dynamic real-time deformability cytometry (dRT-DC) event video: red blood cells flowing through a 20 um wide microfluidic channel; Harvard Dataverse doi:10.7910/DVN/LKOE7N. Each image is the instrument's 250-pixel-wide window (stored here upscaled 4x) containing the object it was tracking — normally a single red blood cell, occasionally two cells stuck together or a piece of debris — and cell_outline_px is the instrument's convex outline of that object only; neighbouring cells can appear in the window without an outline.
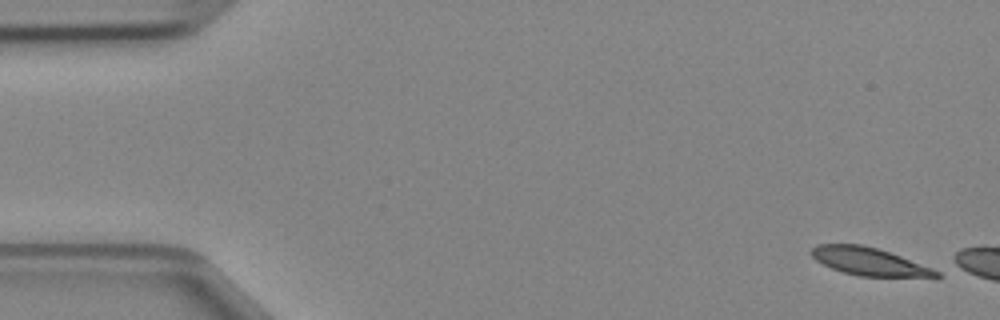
{"species": "Egyptian fruit bat (a non-hibernating species)", "species_latin": "Rousettus aegyptiacus", "temperature_condition": "cold", "stored_images_in_passage": 8, "camera_frame_rate_fps": 3000, "um_per_image_px": 0.085, "animal": {"sex": "female"}, "frame": {"image": 1, "passage_image": 1, "time_ms": 0.0, "image_size_px": [1000, 320], "cell_outline_px": [[944, 276], [940, 280], [856, 276], [832, 268], [816, 260], [808, 252], [816, 244], [860, 244], [876, 248], [900, 256], [932, 268], [940, 272]], "centroid_in_image_um": [74.04, 22.29], "position_along_channel_um": 11.0, "area_um2": 21.1}}